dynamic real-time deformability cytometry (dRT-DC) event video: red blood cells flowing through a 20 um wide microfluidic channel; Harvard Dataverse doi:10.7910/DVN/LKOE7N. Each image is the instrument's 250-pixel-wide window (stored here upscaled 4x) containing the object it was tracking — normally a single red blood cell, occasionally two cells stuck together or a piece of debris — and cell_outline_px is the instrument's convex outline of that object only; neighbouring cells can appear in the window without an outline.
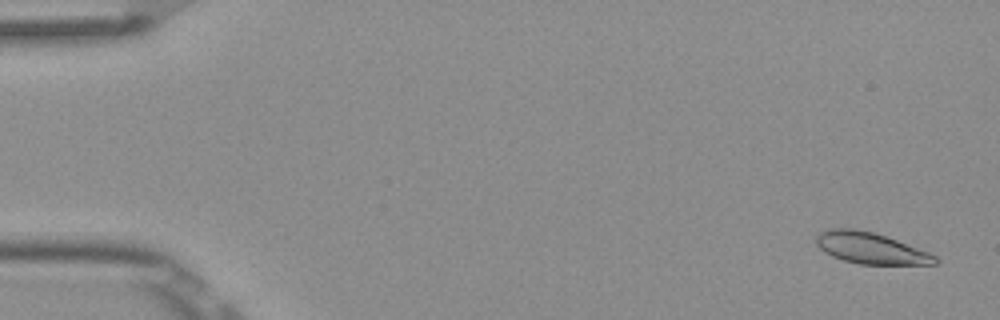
{"species": "Egyptian fruit bat (a non-hibernating species)", "species_latin": "Rousettus aegyptiacus", "temperature_condition": "room temperature", "stored_images_in_passage": 4, "camera_frame_rate_fps": 3000, "um_per_image_px": 0.085, "frame": {"image": 1, "passage_image": 1, "time_ms": 0.0, "image_size_px": [1000, 320], "cell_outline_px": [[940, 260], [936, 264], [860, 264], [844, 260], [832, 256], [824, 252], [816, 244], [816, 236], [820, 232], [828, 228], [852, 228], [872, 232], [896, 240], [928, 252], [936, 256]], "centroid_in_image_um": [73.97, 21.09], "position_along_channel_um": 11.0, "area_um2": 21.44}}
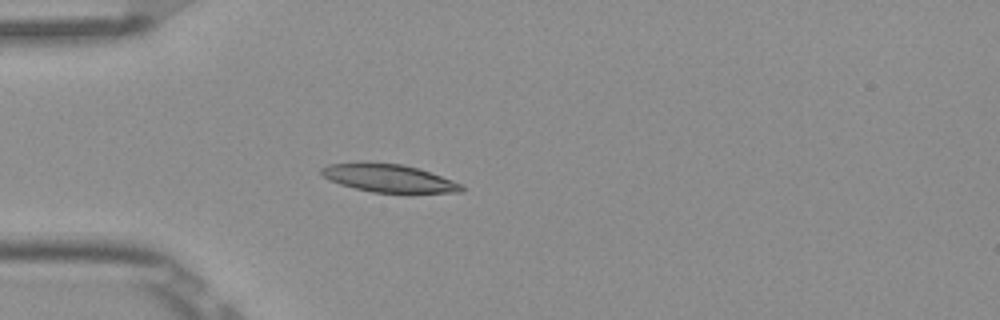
{"frame": {"image": 2, "passage_image": 4, "time_ms": 1.0, "image_size_px": [1000, 320], "cell_outline_px": [[464, 192], [372, 192], [340, 184], [324, 176], [320, 172], [320, 168], [328, 164], [360, 160], [400, 164], [416, 168], [464, 184]], "centroid_in_image_um": [32.99, 15.11], "position_along_channel_um": 52.0, "area_um2": 22.83}}